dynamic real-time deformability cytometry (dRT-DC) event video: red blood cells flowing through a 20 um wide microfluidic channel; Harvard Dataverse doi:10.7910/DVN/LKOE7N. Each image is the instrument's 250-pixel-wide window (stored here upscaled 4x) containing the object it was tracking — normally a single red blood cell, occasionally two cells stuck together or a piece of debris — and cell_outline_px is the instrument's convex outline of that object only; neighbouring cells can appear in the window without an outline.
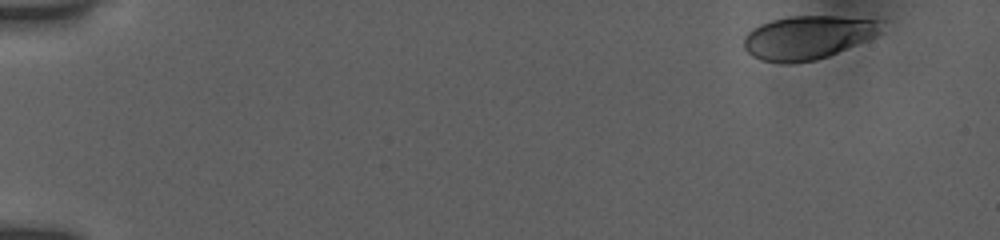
{"species": "human", "species_latin": "Homo sapiens", "temperature_condition": "room temperature", "stored_images_in_passage": 15, "camera_frame_rate_fps": 3000, "um_per_image_px": 0.085, "donor": {"sex": "female"}, "frame": {"image": 1, "passage_image": 1, "time_ms": 0.0, "image_size_px": [1000, 240], "cell_outline_px": [[880, 32], [876, 36], [828, 56], [816, 60], [788, 64], [784, 64], [760, 60], [752, 56], [744, 48], [744, 36], [752, 28], [760, 24], [772, 20], [788, 16], [836, 16], [880, 20]], "centroid_in_image_um": [68.61, 3.19], "position_along_channel_um": 16.4, "area_um2": 34.85}}